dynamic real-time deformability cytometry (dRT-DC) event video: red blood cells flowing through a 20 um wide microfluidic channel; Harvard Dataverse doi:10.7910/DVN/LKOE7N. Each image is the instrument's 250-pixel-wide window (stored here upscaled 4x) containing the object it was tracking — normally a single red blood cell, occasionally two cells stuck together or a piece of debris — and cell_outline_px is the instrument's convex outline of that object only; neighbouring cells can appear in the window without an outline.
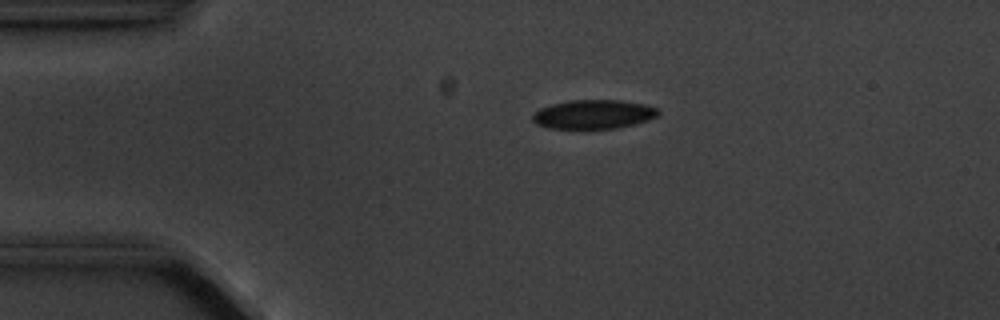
{"species": "common noctule bat (a hibernating species)", "species_latin": "Nyctalus noctula", "temperature_condition": "cold", "stored_images_in_passage": 4, "camera_frame_rate_fps": 3000, "um_per_image_px": 0.085, "animal": {"sex": "male", "body_mass_g": 20.1, "forearm_length_mm": 53.5}, "frame": {"image": 1, "passage_image": 3, "time_ms": 2.667, "image_size_px": [1000, 320], "cell_outline_px": [[660, 112], [656, 116], [648, 120], [616, 128], [548, 128], [536, 124], [532, 120], [532, 112], [540, 108], [552, 104], [572, 100], [620, 100], [644, 104], [660, 108]], "centroid_in_image_um": [50.43, 9.71], "position_along_channel_um": 34.6, "area_um2": 21.21}}